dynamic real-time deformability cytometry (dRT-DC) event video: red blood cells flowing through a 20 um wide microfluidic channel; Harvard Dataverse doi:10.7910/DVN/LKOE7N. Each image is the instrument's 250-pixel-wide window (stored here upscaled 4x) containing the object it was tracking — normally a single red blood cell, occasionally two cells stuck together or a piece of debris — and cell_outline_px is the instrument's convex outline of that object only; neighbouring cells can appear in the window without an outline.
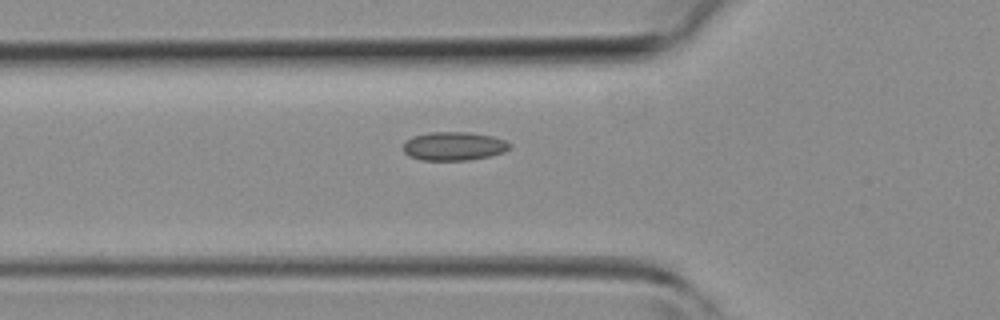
{"species": "common noctule bat (a hibernating species)", "species_latin": "Nyctalus noctula", "temperature_condition": "room temperature", "stored_images_in_passage": 36, "segment_of_instrument_passage": [1, 2], "camera_frame_rate_fps": 3000, "um_per_image_px": 0.085, "animal": {"sex": "female", "body_mass_g": 19.3, "forearm_length_mm": 54.1}, "frame": {"image": 1, "passage_image": 11, "time_ms": 3.333, "image_size_px": [1000, 320], "cell_outline_px": [[512, 148], [504, 152], [488, 156], [468, 160], [420, 160], [408, 156], [404, 152], [404, 140], [412, 136], [432, 132], [468, 132], [492, 136], [504, 140], [512, 144]], "centroid_in_image_um": [38.57, 12.42], "position_along_channel_um": 87.2, "area_um2": 17.86}}
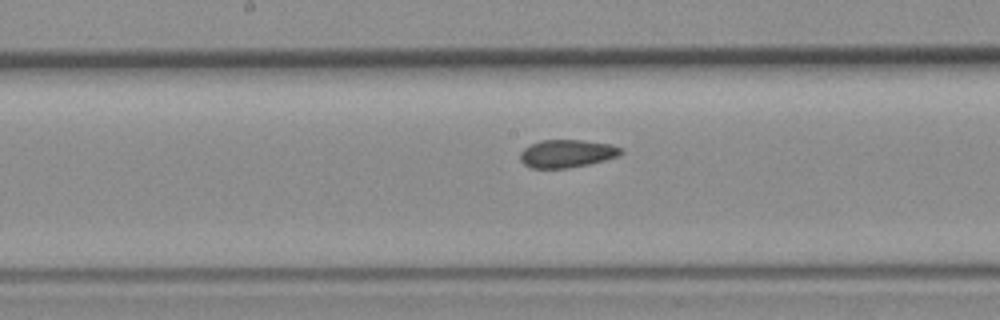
{"frame": {"image": 2, "passage_image": 18, "time_ms": 5.667, "image_size_px": [1000, 320], "cell_outline_px": [[624, 152], [616, 156], [604, 160], [588, 164], [568, 168], [532, 168], [524, 164], [520, 160], [520, 152], [524, 148], [532, 144], [544, 140], [580, 140], [608, 144], [620, 148]], "centroid_in_image_um": [48.15, 13.06], "position_along_channel_um": 200.1, "area_um2": 16.07}}
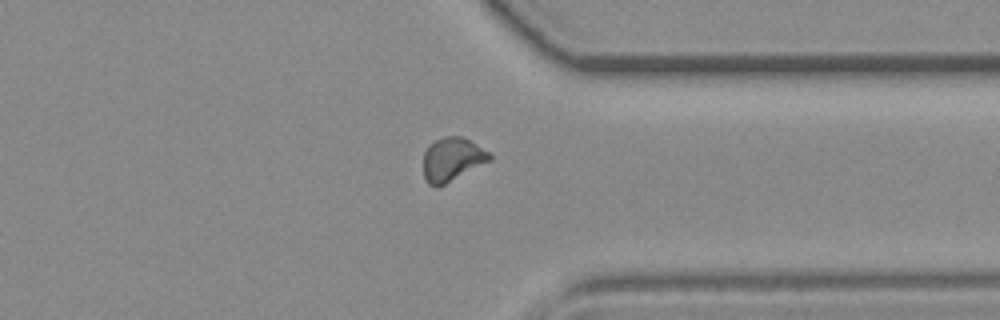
{"frame": {"image": 3, "passage_image": 29, "time_ms": 9.333, "image_size_px": [1000, 320], "cell_outline_px": [[492, 160], [436, 188], [428, 184], [424, 176], [424, 152], [428, 144], [444, 136], [464, 136], [488, 152], [492, 156]], "centroid_in_image_um": [38.42, 13.53], "position_along_channel_um": 373.0, "area_um2": 16.82}}